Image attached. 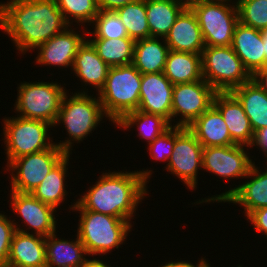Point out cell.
<instances>
[{
    "label": "cell",
    "mask_w": 267,
    "mask_h": 267,
    "mask_svg": "<svg viewBox=\"0 0 267 267\" xmlns=\"http://www.w3.org/2000/svg\"><path fill=\"white\" fill-rule=\"evenodd\" d=\"M0 27L25 54L71 26L56 0H10L0 4Z\"/></svg>",
    "instance_id": "obj_1"
},
{
    "label": "cell",
    "mask_w": 267,
    "mask_h": 267,
    "mask_svg": "<svg viewBox=\"0 0 267 267\" xmlns=\"http://www.w3.org/2000/svg\"><path fill=\"white\" fill-rule=\"evenodd\" d=\"M151 170L108 172L81 196L70 209L88 210L131 221L140 201L147 195Z\"/></svg>",
    "instance_id": "obj_2"
},
{
    "label": "cell",
    "mask_w": 267,
    "mask_h": 267,
    "mask_svg": "<svg viewBox=\"0 0 267 267\" xmlns=\"http://www.w3.org/2000/svg\"><path fill=\"white\" fill-rule=\"evenodd\" d=\"M142 74L132 65L110 67L104 87L97 94L106 117L117 123L138 109Z\"/></svg>",
    "instance_id": "obj_3"
},
{
    "label": "cell",
    "mask_w": 267,
    "mask_h": 267,
    "mask_svg": "<svg viewBox=\"0 0 267 267\" xmlns=\"http://www.w3.org/2000/svg\"><path fill=\"white\" fill-rule=\"evenodd\" d=\"M68 94L66 93L62 99L57 120V123H63L65 125V130L69 134V138L56 144L61 150L65 151L67 154H71L70 149L71 144L77 141L80 142L84 137L94 131L93 129L97 127L102 118L106 115L103 111L101 102L99 98L89 96L87 92L81 90V92L75 93L68 99Z\"/></svg>",
    "instance_id": "obj_4"
},
{
    "label": "cell",
    "mask_w": 267,
    "mask_h": 267,
    "mask_svg": "<svg viewBox=\"0 0 267 267\" xmlns=\"http://www.w3.org/2000/svg\"><path fill=\"white\" fill-rule=\"evenodd\" d=\"M80 211L77 235L88 255H101L119 248L128 236L130 221L88 210Z\"/></svg>",
    "instance_id": "obj_5"
},
{
    "label": "cell",
    "mask_w": 267,
    "mask_h": 267,
    "mask_svg": "<svg viewBox=\"0 0 267 267\" xmlns=\"http://www.w3.org/2000/svg\"><path fill=\"white\" fill-rule=\"evenodd\" d=\"M230 0H193V10L201 28L205 47L231 46L234 29L239 22L238 8Z\"/></svg>",
    "instance_id": "obj_6"
},
{
    "label": "cell",
    "mask_w": 267,
    "mask_h": 267,
    "mask_svg": "<svg viewBox=\"0 0 267 267\" xmlns=\"http://www.w3.org/2000/svg\"><path fill=\"white\" fill-rule=\"evenodd\" d=\"M202 74L217 92H231L252 75L231 46H209L202 51Z\"/></svg>",
    "instance_id": "obj_7"
},
{
    "label": "cell",
    "mask_w": 267,
    "mask_h": 267,
    "mask_svg": "<svg viewBox=\"0 0 267 267\" xmlns=\"http://www.w3.org/2000/svg\"><path fill=\"white\" fill-rule=\"evenodd\" d=\"M57 82L21 83L14 109L19 117L45 121L55 125L60 105L67 93Z\"/></svg>",
    "instance_id": "obj_8"
},
{
    "label": "cell",
    "mask_w": 267,
    "mask_h": 267,
    "mask_svg": "<svg viewBox=\"0 0 267 267\" xmlns=\"http://www.w3.org/2000/svg\"><path fill=\"white\" fill-rule=\"evenodd\" d=\"M3 122L7 166L14 159L44 151L55 145V143H51L53 141L48 138L49 134L47 133L48 128L55 127L52 124L22 117L4 118Z\"/></svg>",
    "instance_id": "obj_9"
},
{
    "label": "cell",
    "mask_w": 267,
    "mask_h": 267,
    "mask_svg": "<svg viewBox=\"0 0 267 267\" xmlns=\"http://www.w3.org/2000/svg\"><path fill=\"white\" fill-rule=\"evenodd\" d=\"M66 155L55 144L44 151L14 159L7 166V170L12 171L11 191L32 193Z\"/></svg>",
    "instance_id": "obj_10"
},
{
    "label": "cell",
    "mask_w": 267,
    "mask_h": 267,
    "mask_svg": "<svg viewBox=\"0 0 267 267\" xmlns=\"http://www.w3.org/2000/svg\"><path fill=\"white\" fill-rule=\"evenodd\" d=\"M217 91L206 81L175 84L172 95V118L179 116L175 126L188 127L213 105Z\"/></svg>",
    "instance_id": "obj_11"
},
{
    "label": "cell",
    "mask_w": 267,
    "mask_h": 267,
    "mask_svg": "<svg viewBox=\"0 0 267 267\" xmlns=\"http://www.w3.org/2000/svg\"><path fill=\"white\" fill-rule=\"evenodd\" d=\"M202 162L203 146L195 135L187 127L175 126V144L166 170L193 190L197 187V173L202 169Z\"/></svg>",
    "instance_id": "obj_12"
},
{
    "label": "cell",
    "mask_w": 267,
    "mask_h": 267,
    "mask_svg": "<svg viewBox=\"0 0 267 267\" xmlns=\"http://www.w3.org/2000/svg\"><path fill=\"white\" fill-rule=\"evenodd\" d=\"M245 145L203 147L202 168L225 179L245 178L252 165Z\"/></svg>",
    "instance_id": "obj_13"
},
{
    "label": "cell",
    "mask_w": 267,
    "mask_h": 267,
    "mask_svg": "<svg viewBox=\"0 0 267 267\" xmlns=\"http://www.w3.org/2000/svg\"><path fill=\"white\" fill-rule=\"evenodd\" d=\"M247 177H251V180L220 195L199 200L197 204L211 201L239 204L244 206L245 216L247 217L253 211L267 207V169L264 172L260 171L254 162Z\"/></svg>",
    "instance_id": "obj_14"
},
{
    "label": "cell",
    "mask_w": 267,
    "mask_h": 267,
    "mask_svg": "<svg viewBox=\"0 0 267 267\" xmlns=\"http://www.w3.org/2000/svg\"><path fill=\"white\" fill-rule=\"evenodd\" d=\"M173 88L174 85L163 72L142 74L137 110L160 115L171 125Z\"/></svg>",
    "instance_id": "obj_15"
},
{
    "label": "cell",
    "mask_w": 267,
    "mask_h": 267,
    "mask_svg": "<svg viewBox=\"0 0 267 267\" xmlns=\"http://www.w3.org/2000/svg\"><path fill=\"white\" fill-rule=\"evenodd\" d=\"M10 194L12 210L29 226L26 230L33 229L34 234L44 237L56 233V211L52 206L44 204L31 193L11 191Z\"/></svg>",
    "instance_id": "obj_16"
},
{
    "label": "cell",
    "mask_w": 267,
    "mask_h": 267,
    "mask_svg": "<svg viewBox=\"0 0 267 267\" xmlns=\"http://www.w3.org/2000/svg\"><path fill=\"white\" fill-rule=\"evenodd\" d=\"M213 106L221 113L231 139L236 144L251 147L255 133L238 99L231 92H217Z\"/></svg>",
    "instance_id": "obj_17"
},
{
    "label": "cell",
    "mask_w": 267,
    "mask_h": 267,
    "mask_svg": "<svg viewBox=\"0 0 267 267\" xmlns=\"http://www.w3.org/2000/svg\"><path fill=\"white\" fill-rule=\"evenodd\" d=\"M14 227L7 267H46V237Z\"/></svg>",
    "instance_id": "obj_18"
},
{
    "label": "cell",
    "mask_w": 267,
    "mask_h": 267,
    "mask_svg": "<svg viewBox=\"0 0 267 267\" xmlns=\"http://www.w3.org/2000/svg\"><path fill=\"white\" fill-rule=\"evenodd\" d=\"M84 36L68 27L50 40L38 46L36 62L41 65L69 67L73 65L78 48L84 43Z\"/></svg>",
    "instance_id": "obj_19"
},
{
    "label": "cell",
    "mask_w": 267,
    "mask_h": 267,
    "mask_svg": "<svg viewBox=\"0 0 267 267\" xmlns=\"http://www.w3.org/2000/svg\"><path fill=\"white\" fill-rule=\"evenodd\" d=\"M165 42L170 50L202 54L205 48L201 28L193 10L187 6L170 28Z\"/></svg>",
    "instance_id": "obj_20"
},
{
    "label": "cell",
    "mask_w": 267,
    "mask_h": 267,
    "mask_svg": "<svg viewBox=\"0 0 267 267\" xmlns=\"http://www.w3.org/2000/svg\"><path fill=\"white\" fill-rule=\"evenodd\" d=\"M231 47L251 75L267 66L260 30L238 22L234 29Z\"/></svg>",
    "instance_id": "obj_21"
},
{
    "label": "cell",
    "mask_w": 267,
    "mask_h": 267,
    "mask_svg": "<svg viewBox=\"0 0 267 267\" xmlns=\"http://www.w3.org/2000/svg\"><path fill=\"white\" fill-rule=\"evenodd\" d=\"M203 147L229 146L236 144L221 113L212 105L187 127Z\"/></svg>",
    "instance_id": "obj_22"
},
{
    "label": "cell",
    "mask_w": 267,
    "mask_h": 267,
    "mask_svg": "<svg viewBox=\"0 0 267 267\" xmlns=\"http://www.w3.org/2000/svg\"><path fill=\"white\" fill-rule=\"evenodd\" d=\"M109 68L88 39L78 48L72 65L75 75L85 85L92 84L98 93L104 87Z\"/></svg>",
    "instance_id": "obj_23"
},
{
    "label": "cell",
    "mask_w": 267,
    "mask_h": 267,
    "mask_svg": "<svg viewBox=\"0 0 267 267\" xmlns=\"http://www.w3.org/2000/svg\"><path fill=\"white\" fill-rule=\"evenodd\" d=\"M187 0H145L150 37L165 39Z\"/></svg>",
    "instance_id": "obj_24"
},
{
    "label": "cell",
    "mask_w": 267,
    "mask_h": 267,
    "mask_svg": "<svg viewBox=\"0 0 267 267\" xmlns=\"http://www.w3.org/2000/svg\"><path fill=\"white\" fill-rule=\"evenodd\" d=\"M231 93L242 104L254 133L267 127V93L253 79Z\"/></svg>",
    "instance_id": "obj_25"
},
{
    "label": "cell",
    "mask_w": 267,
    "mask_h": 267,
    "mask_svg": "<svg viewBox=\"0 0 267 267\" xmlns=\"http://www.w3.org/2000/svg\"><path fill=\"white\" fill-rule=\"evenodd\" d=\"M85 255L78 235L76 241L61 240L55 233L46 237V267H81L87 260Z\"/></svg>",
    "instance_id": "obj_26"
},
{
    "label": "cell",
    "mask_w": 267,
    "mask_h": 267,
    "mask_svg": "<svg viewBox=\"0 0 267 267\" xmlns=\"http://www.w3.org/2000/svg\"><path fill=\"white\" fill-rule=\"evenodd\" d=\"M163 73L173 85L203 80L202 55L170 50Z\"/></svg>",
    "instance_id": "obj_27"
},
{
    "label": "cell",
    "mask_w": 267,
    "mask_h": 267,
    "mask_svg": "<svg viewBox=\"0 0 267 267\" xmlns=\"http://www.w3.org/2000/svg\"><path fill=\"white\" fill-rule=\"evenodd\" d=\"M157 37L135 41L132 65L141 73H160L164 71L170 51L165 39L162 44Z\"/></svg>",
    "instance_id": "obj_28"
},
{
    "label": "cell",
    "mask_w": 267,
    "mask_h": 267,
    "mask_svg": "<svg viewBox=\"0 0 267 267\" xmlns=\"http://www.w3.org/2000/svg\"><path fill=\"white\" fill-rule=\"evenodd\" d=\"M70 154H67L46 176V178L40 183V185L31 193L35 198L52 206L55 211L65 201L67 192L64 187L65 174H67L66 168L69 164Z\"/></svg>",
    "instance_id": "obj_29"
},
{
    "label": "cell",
    "mask_w": 267,
    "mask_h": 267,
    "mask_svg": "<svg viewBox=\"0 0 267 267\" xmlns=\"http://www.w3.org/2000/svg\"><path fill=\"white\" fill-rule=\"evenodd\" d=\"M101 59L109 66H125L133 62L135 41L131 38L90 39Z\"/></svg>",
    "instance_id": "obj_30"
},
{
    "label": "cell",
    "mask_w": 267,
    "mask_h": 267,
    "mask_svg": "<svg viewBox=\"0 0 267 267\" xmlns=\"http://www.w3.org/2000/svg\"><path fill=\"white\" fill-rule=\"evenodd\" d=\"M139 129V136L147 140L148 144L164 133L171 125L160 115L135 110L125 114L115 125L125 128H132L135 125Z\"/></svg>",
    "instance_id": "obj_31"
},
{
    "label": "cell",
    "mask_w": 267,
    "mask_h": 267,
    "mask_svg": "<svg viewBox=\"0 0 267 267\" xmlns=\"http://www.w3.org/2000/svg\"><path fill=\"white\" fill-rule=\"evenodd\" d=\"M115 12L124 24L129 38L137 41L150 37L145 0L129 3Z\"/></svg>",
    "instance_id": "obj_32"
},
{
    "label": "cell",
    "mask_w": 267,
    "mask_h": 267,
    "mask_svg": "<svg viewBox=\"0 0 267 267\" xmlns=\"http://www.w3.org/2000/svg\"><path fill=\"white\" fill-rule=\"evenodd\" d=\"M66 23L71 26L70 20L77 23H93L94 18L99 14L96 0H56ZM71 16L72 19H69Z\"/></svg>",
    "instance_id": "obj_33"
},
{
    "label": "cell",
    "mask_w": 267,
    "mask_h": 267,
    "mask_svg": "<svg viewBox=\"0 0 267 267\" xmlns=\"http://www.w3.org/2000/svg\"><path fill=\"white\" fill-rule=\"evenodd\" d=\"M93 24L95 25L94 31L87 32V35L94 34V39L129 38L124 24L116 12L99 11Z\"/></svg>",
    "instance_id": "obj_34"
},
{
    "label": "cell",
    "mask_w": 267,
    "mask_h": 267,
    "mask_svg": "<svg viewBox=\"0 0 267 267\" xmlns=\"http://www.w3.org/2000/svg\"><path fill=\"white\" fill-rule=\"evenodd\" d=\"M237 8L239 22L260 31L267 28V0H246Z\"/></svg>",
    "instance_id": "obj_35"
},
{
    "label": "cell",
    "mask_w": 267,
    "mask_h": 267,
    "mask_svg": "<svg viewBox=\"0 0 267 267\" xmlns=\"http://www.w3.org/2000/svg\"><path fill=\"white\" fill-rule=\"evenodd\" d=\"M175 144V125H171L164 133L149 143V155L155 160L168 161Z\"/></svg>",
    "instance_id": "obj_36"
},
{
    "label": "cell",
    "mask_w": 267,
    "mask_h": 267,
    "mask_svg": "<svg viewBox=\"0 0 267 267\" xmlns=\"http://www.w3.org/2000/svg\"><path fill=\"white\" fill-rule=\"evenodd\" d=\"M15 220L0 213V267H7Z\"/></svg>",
    "instance_id": "obj_37"
},
{
    "label": "cell",
    "mask_w": 267,
    "mask_h": 267,
    "mask_svg": "<svg viewBox=\"0 0 267 267\" xmlns=\"http://www.w3.org/2000/svg\"><path fill=\"white\" fill-rule=\"evenodd\" d=\"M247 220H250L256 231L262 232L267 238V207L253 211L247 217Z\"/></svg>",
    "instance_id": "obj_38"
},
{
    "label": "cell",
    "mask_w": 267,
    "mask_h": 267,
    "mask_svg": "<svg viewBox=\"0 0 267 267\" xmlns=\"http://www.w3.org/2000/svg\"><path fill=\"white\" fill-rule=\"evenodd\" d=\"M137 0H96L99 11H113Z\"/></svg>",
    "instance_id": "obj_39"
},
{
    "label": "cell",
    "mask_w": 267,
    "mask_h": 267,
    "mask_svg": "<svg viewBox=\"0 0 267 267\" xmlns=\"http://www.w3.org/2000/svg\"><path fill=\"white\" fill-rule=\"evenodd\" d=\"M253 145L259 146L260 150L264 152V155L267 158V127L262 128L255 133L252 148Z\"/></svg>",
    "instance_id": "obj_40"
},
{
    "label": "cell",
    "mask_w": 267,
    "mask_h": 267,
    "mask_svg": "<svg viewBox=\"0 0 267 267\" xmlns=\"http://www.w3.org/2000/svg\"><path fill=\"white\" fill-rule=\"evenodd\" d=\"M252 79L267 93V66L256 71Z\"/></svg>",
    "instance_id": "obj_41"
},
{
    "label": "cell",
    "mask_w": 267,
    "mask_h": 267,
    "mask_svg": "<svg viewBox=\"0 0 267 267\" xmlns=\"http://www.w3.org/2000/svg\"><path fill=\"white\" fill-rule=\"evenodd\" d=\"M206 261V259L202 258L198 264L195 266L192 263H189L188 261H181L178 260V262H170V263H166L165 265L161 266V267H200L204 262Z\"/></svg>",
    "instance_id": "obj_42"
},
{
    "label": "cell",
    "mask_w": 267,
    "mask_h": 267,
    "mask_svg": "<svg viewBox=\"0 0 267 267\" xmlns=\"http://www.w3.org/2000/svg\"><path fill=\"white\" fill-rule=\"evenodd\" d=\"M81 267H111L105 264L102 260L99 259H87Z\"/></svg>",
    "instance_id": "obj_43"
},
{
    "label": "cell",
    "mask_w": 267,
    "mask_h": 267,
    "mask_svg": "<svg viewBox=\"0 0 267 267\" xmlns=\"http://www.w3.org/2000/svg\"><path fill=\"white\" fill-rule=\"evenodd\" d=\"M261 35H262V40H263V44H264V48H265V57L267 60V28L261 30Z\"/></svg>",
    "instance_id": "obj_44"
},
{
    "label": "cell",
    "mask_w": 267,
    "mask_h": 267,
    "mask_svg": "<svg viewBox=\"0 0 267 267\" xmlns=\"http://www.w3.org/2000/svg\"><path fill=\"white\" fill-rule=\"evenodd\" d=\"M200 267H211L209 263L206 261Z\"/></svg>",
    "instance_id": "obj_45"
},
{
    "label": "cell",
    "mask_w": 267,
    "mask_h": 267,
    "mask_svg": "<svg viewBox=\"0 0 267 267\" xmlns=\"http://www.w3.org/2000/svg\"><path fill=\"white\" fill-rule=\"evenodd\" d=\"M237 2H234L235 3V6H238L240 3H242L243 1H246V0H236Z\"/></svg>",
    "instance_id": "obj_46"
}]
</instances>
